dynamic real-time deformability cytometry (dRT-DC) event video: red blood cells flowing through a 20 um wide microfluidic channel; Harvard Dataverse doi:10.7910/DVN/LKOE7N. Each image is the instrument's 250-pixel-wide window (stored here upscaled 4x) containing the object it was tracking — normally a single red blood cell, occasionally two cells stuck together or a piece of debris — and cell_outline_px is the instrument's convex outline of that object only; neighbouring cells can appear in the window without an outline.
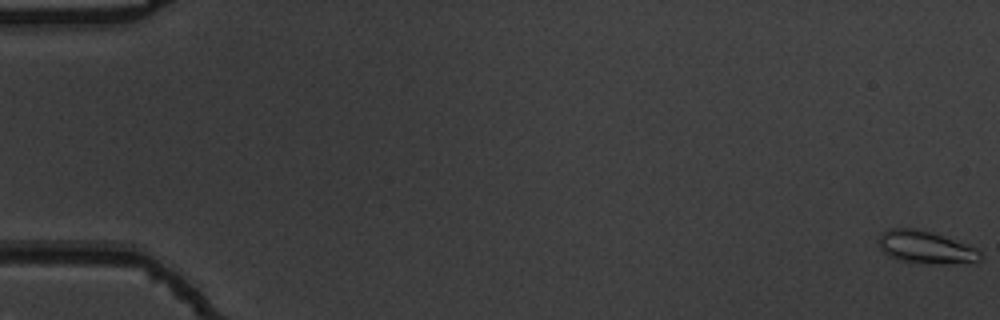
{"species": "common noctule bat (a hibernating species)", "species_latin": "Nyctalus noctula", "temperature_condition": "warm", "stored_images_in_passage": 55, "camera_frame_rate_fps": 3000, "um_per_image_px": 0.085, "animal": {"sex": "male", "body_mass_g": 19.5, "forearm_length_mm": 54.6}, "frame": {"image": 1, "passage_image": 1, "time_ms": 0.0, "image_size_px": [1000, 320], "cell_outline_px": [[984, 256], [980, 260], [940, 264], [900, 260], [888, 256], [880, 248], [880, 232], [888, 228], [916, 228], [932, 232], [976, 248]], "centroid_in_image_um": [78.65, 20.99], "position_along_channel_um": 6.3, "area_um2": 18.96}}
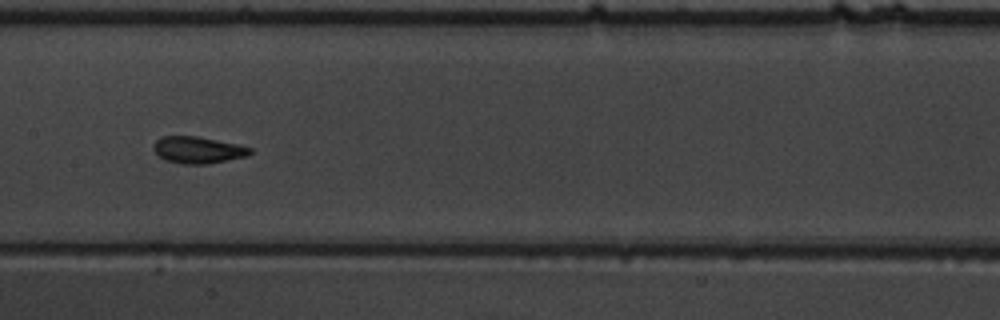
{"frame": {"image": 2, "passage_image": 29, "time_ms": 9.333, "image_size_px": [1000, 320], "cell_outline_px": [[252, 152], [248, 156], [208, 164], [184, 164], [164, 160], [152, 148], [152, 144], [160, 136], [196, 136], [236, 144], [252, 148]], "centroid_in_image_um": [16.8, 12.75], "position_along_channel_um": 190.6, "area_um2": 15.09}}
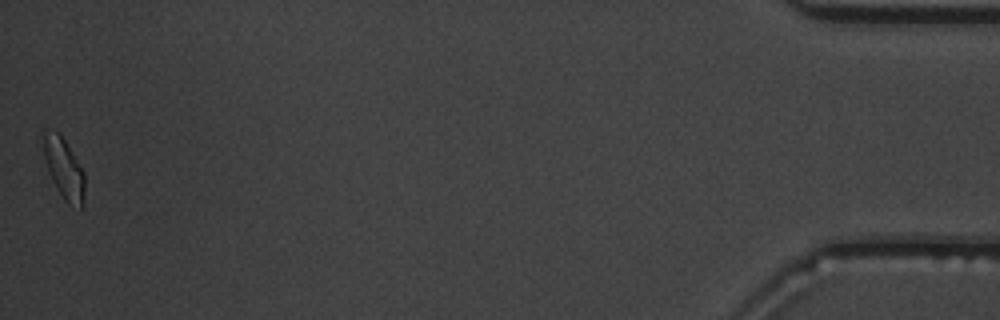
{"frame": {"image": 3, "passage_image": 55, "time_ms": 18.0, "image_size_px": [1000, 320], "cell_outline_px": [[84, 204], [80, 208], [68, 204], [64, 200], [56, 188], [52, 180], [44, 156], [40, 132], [44, 128], [60, 132], [84, 172]], "centroid_in_image_um": [5.4, 14.26], "position_along_channel_um": 429.8, "area_um2": 14.91}, "authors_computed_cell_mechanics": {"area_um2": 15.0858, "velocity_mm_per_s": 3.8075, "shape_relaxation_time_tau1_ms": 3.6486, "shape_relaxation_time_tau2_ms": 1.7117, "deformation_change_tau1": 0.1063, "deformation_change_tau2": 0.0819}}